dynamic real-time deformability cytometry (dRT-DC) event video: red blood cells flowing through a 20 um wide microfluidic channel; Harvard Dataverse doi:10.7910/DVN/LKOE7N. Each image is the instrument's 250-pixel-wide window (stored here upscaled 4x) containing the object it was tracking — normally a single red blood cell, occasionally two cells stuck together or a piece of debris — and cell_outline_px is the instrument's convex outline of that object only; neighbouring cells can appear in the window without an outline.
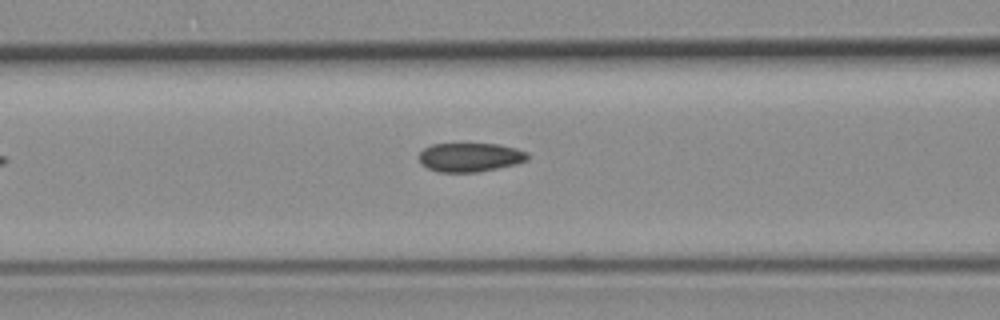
{"species": "common noctule bat (a hibernating species)", "species_latin": "Nyctalus noctula", "temperature_condition": "room temperature", "stored_images_in_passage": 4, "camera_frame_rate_fps": 3000, "um_per_image_px": 0.085, "animal": {"sex": "female", "body_mass_g": 19.3, "forearm_length_mm": 54.1}, "frame": {"image": 1, "passage_image": 4, "time_ms": 1.0, "image_size_px": [1000, 320], "cell_outline_px": [[528, 160], [516, 164], [476, 172], [440, 172], [428, 168], [420, 164], [420, 152], [424, 148], [432, 144], [500, 144], [516, 148], [528, 152]], "centroid_in_image_um": [39.97, 13.36], "position_along_channel_um": 126.6, "area_um2": 18.26}}